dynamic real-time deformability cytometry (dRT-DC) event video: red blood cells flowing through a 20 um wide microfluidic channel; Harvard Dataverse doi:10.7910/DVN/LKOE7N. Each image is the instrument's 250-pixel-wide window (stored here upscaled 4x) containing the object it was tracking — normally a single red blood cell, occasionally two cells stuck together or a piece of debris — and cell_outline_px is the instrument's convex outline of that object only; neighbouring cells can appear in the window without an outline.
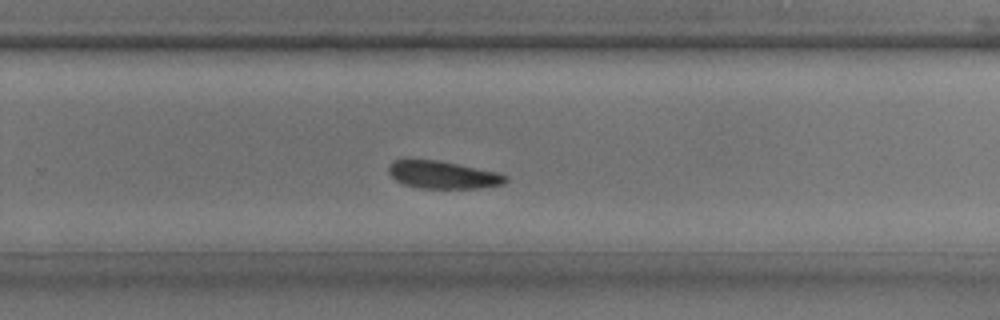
{"species": "common noctule bat (a hibernating species)", "species_latin": "Nyctalus noctula", "temperature_condition": "room temperature", "stored_images_in_passage": 26, "camera_frame_rate_fps": 3000, "um_per_image_px": 0.085, "animal": {"sex": "male", "body_mass_g": 17.9, "forearm_length_mm": 54.2}, "frame": {"image": 1, "passage_image": 18, "time_ms": 5.667, "image_size_px": [1000, 320], "cell_outline_px": [[508, 180], [504, 184], [484, 188], [420, 188], [404, 184], [396, 180], [388, 172], [388, 164], [392, 160], [436, 160], [496, 172], [508, 176]], "centroid_in_image_um": [37.65, 14.87], "position_along_channel_um": 292.2, "area_um2": 18.67}}
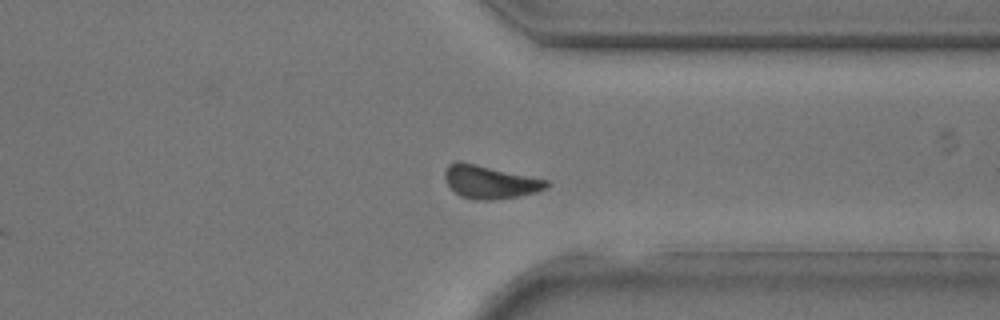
{"frame": {"image": 2, "passage_image": 22, "time_ms": 7.0, "image_size_px": [1000, 320], "cell_outline_px": [[552, 184], [548, 188], [536, 192], [520, 196], [488, 200], [472, 200], [460, 196], [444, 180], [444, 172], [448, 164], [456, 160], [460, 160], [548, 180]], "centroid_in_image_um": [41.64, 15.46], "position_along_channel_um": 369.8, "area_um2": 19.88}}